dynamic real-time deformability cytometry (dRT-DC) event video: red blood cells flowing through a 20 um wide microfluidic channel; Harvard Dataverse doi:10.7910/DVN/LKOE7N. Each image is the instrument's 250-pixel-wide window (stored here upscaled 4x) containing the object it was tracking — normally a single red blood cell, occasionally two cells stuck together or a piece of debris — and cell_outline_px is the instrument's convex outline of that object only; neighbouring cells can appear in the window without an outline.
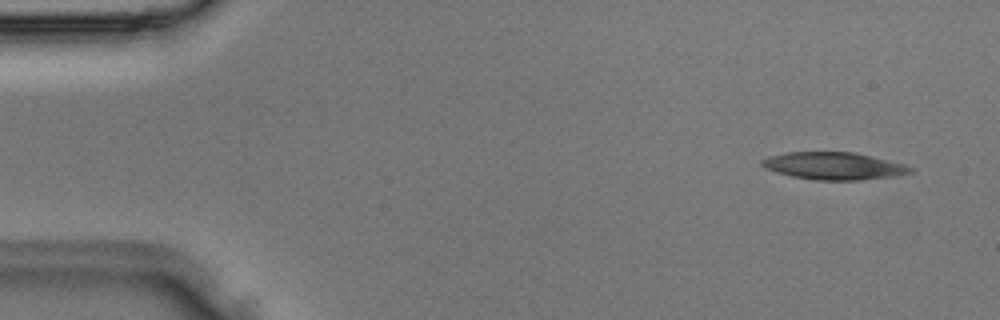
{"species": "Egyptian fruit bat (a non-hibernating species)", "species_latin": "Rousettus aegyptiacus", "temperature_condition": "room temperature", "stored_images_in_passage": 3, "camera_frame_rate_fps": 3000, "um_per_image_px": 0.085, "animal": {"sex": "male"}, "frame": {"image": 1, "passage_image": 1, "time_ms": 0.0, "image_size_px": [1000, 320], "cell_outline_px": [[916, 168], [912, 172], [896, 176], [860, 180], [816, 180], [792, 176], [776, 172], [764, 168], [760, 164], [760, 160], [768, 156], [784, 152], [852, 152], [872, 156], [904, 164]], "centroid_in_image_um": [70.86, 14.1], "position_along_channel_um": 14.1, "area_um2": 23.81}}